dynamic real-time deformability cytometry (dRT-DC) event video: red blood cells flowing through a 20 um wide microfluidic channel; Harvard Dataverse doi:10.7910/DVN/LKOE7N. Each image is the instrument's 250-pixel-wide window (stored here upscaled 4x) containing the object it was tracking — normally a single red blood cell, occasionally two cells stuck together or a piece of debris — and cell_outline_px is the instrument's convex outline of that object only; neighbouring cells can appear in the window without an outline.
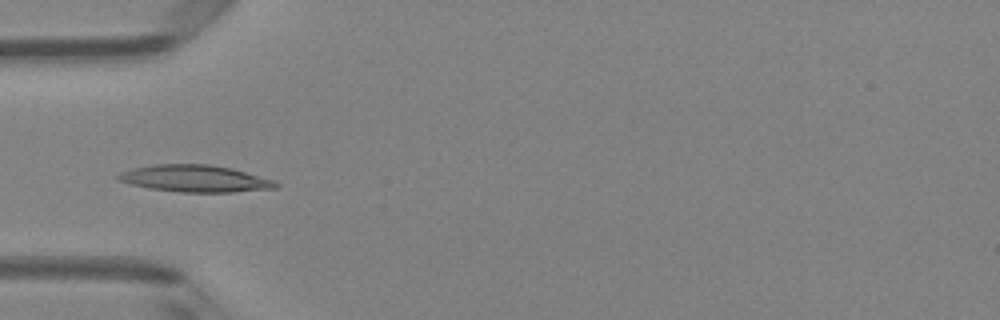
{"species": "Egyptian fruit bat (a non-hibernating species)", "species_latin": "Rousettus aegyptiacus", "temperature_condition": "room temperature", "stored_images_in_passage": 4, "camera_frame_rate_fps": 3000, "um_per_image_px": 0.085, "animal": {"sex": "female"}, "frame": {"image": 1, "passage_image": 4, "time_ms": 3.333, "image_size_px": [1000, 320], "cell_outline_px": [[280, 184], [276, 188], [232, 192], [180, 192], [148, 188], [132, 184], [120, 180], [116, 176], [120, 172], [132, 168], [156, 164], [208, 164], [232, 168], [272, 180]], "centroid_in_image_um": [16.56, 15.17], "position_along_channel_um": 68.4, "area_um2": 24.51}}